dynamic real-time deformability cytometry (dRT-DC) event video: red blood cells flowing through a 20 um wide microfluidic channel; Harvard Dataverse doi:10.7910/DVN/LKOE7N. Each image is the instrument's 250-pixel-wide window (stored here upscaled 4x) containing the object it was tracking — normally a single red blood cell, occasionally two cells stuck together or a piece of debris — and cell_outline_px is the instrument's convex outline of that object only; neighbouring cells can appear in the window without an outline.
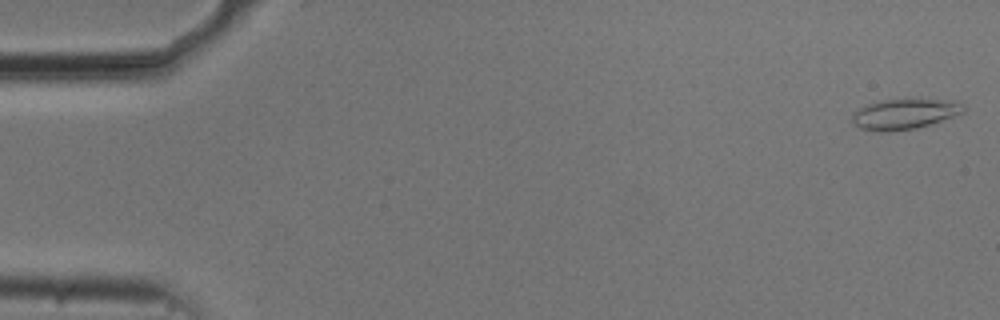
{"species": "common noctule bat (a hibernating species)", "species_latin": "Nyctalus noctula", "temperature_condition": "cold", "stored_images_in_passage": 54, "camera_frame_rate_fps": 3000, "um_per_image_px": 0.085, "animal": {"sex": "male", "body_mass_g": 20.5, "forearm_length_mm": 52.5}, "frame": {"image": 1, "passage_image": 1, "time_ms": 0.0, "image_size_px": [1000, 320], "cell_outline_px": [[968, 108], [964, 112], [916, 128], [888, 132], [876, 132], [860, 128], [852, 124], [852, 116], [856, 108], [868, 104], [884, 100], [952, 100]], "centroid_in_image_um": [76.81, 9.71], "position_along_channel_um": 8.2, "area_um2": 19.48}}
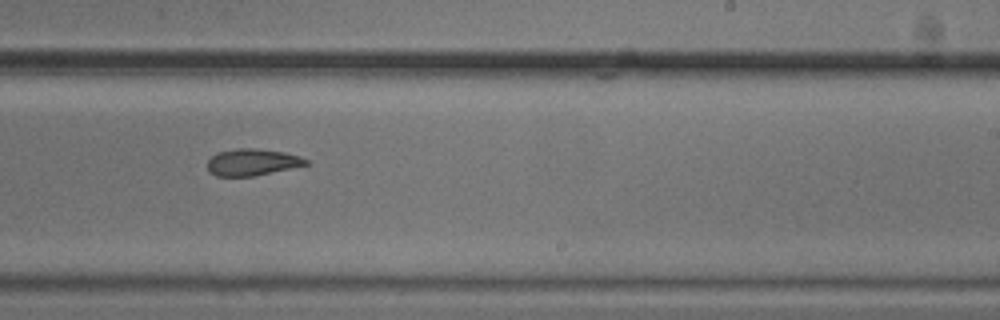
{"frame": {"image": 2, "passage_image": 33, "time_ms": 10.667, "image_size_px": [1000, 320], "cell_outline_px": [[308, 164], [252, 176], [216, 176], [208, 172], [208, 160], [216, 152], [236, 148], [256, 148], [284, 152], [300, 156], [308, 160]], "centroid_in_image_um": [21.39, 13.77], "position_along_channel_um": 267.6, "area_um2": 15.26}}
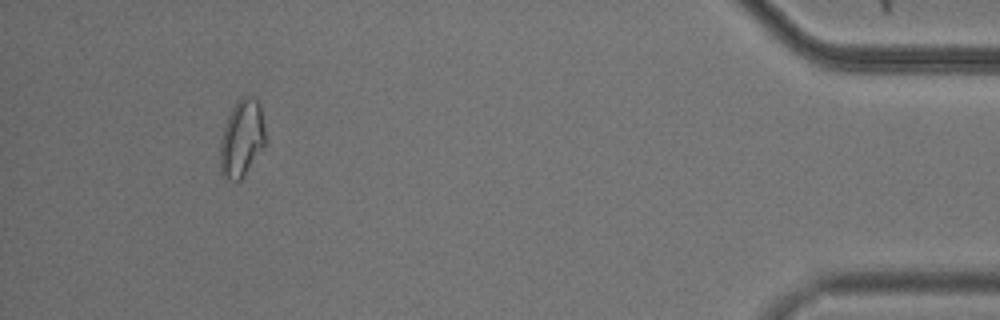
{"frame": {"image": 3, "passage_image": 50, "time_ms": 16.333, "image_size_px": [1000, 320], "cell_outline_px": [[264, 144], [244, 176], [240, 180], [228, 180], [220, 172], [220, 140], [228, 116], [232, 108], [240, 96], [252, 96], [260, 104], [264, 128]], "centroid_in_image_um": [20.52, 11.75], "position_along_channel_um": 414.7, "area_um2": 20.06}}